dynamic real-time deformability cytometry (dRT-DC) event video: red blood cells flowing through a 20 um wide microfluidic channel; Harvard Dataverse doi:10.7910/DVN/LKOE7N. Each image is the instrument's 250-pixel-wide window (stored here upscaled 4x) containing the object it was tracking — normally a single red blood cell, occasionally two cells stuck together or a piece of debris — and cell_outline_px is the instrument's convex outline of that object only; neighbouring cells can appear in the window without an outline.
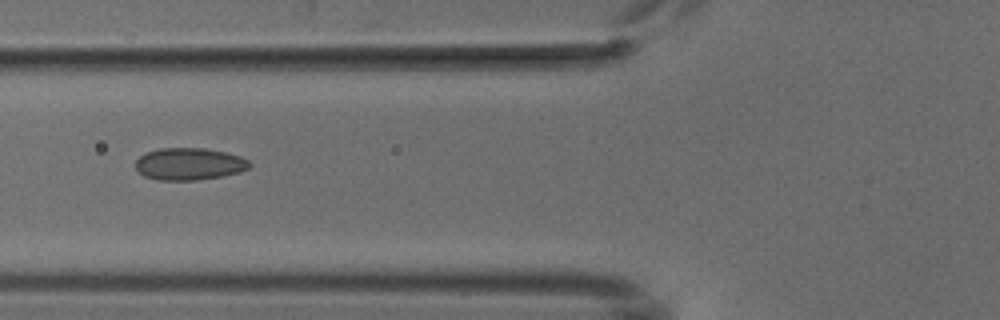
{"species": "common noctule bat (a hibernating species)", "species_latin": "Nyctalus noctula", "temperature_condition": "cold", "stored_images_in_passage": 5, "camera_frame_rate_fps": 3000, "um_per_image_px": 0.085, "animal": {"sex": "male", "body_mass_g": 18.8}, "frame": {"image": 1, "passage_image": 5, "time_ms": 4.333, "image_size_px": [1000, 320], "cell_outline_px": [[252, 164], [248, 168], [240, 172], [220, 176], [196, 180], [160, 180], [144, 176], [136, 168], [136, 160], [140, 156], [148, 152], [160, 148], [204, 148], [224, 152], [240, 156], [248, 160]], "centroid_in_image_um": [16.09, 13.93], "position_along_channel_um": 109.7, "area_um2": 21.15}}